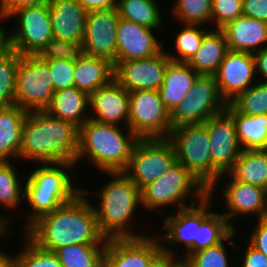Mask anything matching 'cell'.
Segmentation results:
<instances>
[{
  "label": "cell",
  "mask_w": 267,
  "mask_h": 267,
  "mask_svg": "<svg viewBox=\"0 0 267 267\" xmlns=\"http://www.w3.org/2000/svg\"><path fill=\"white\" fill-rule=\"evenodd\" d=\"M39 247L55 252L74 244H106L90 199L79 193L72 201L41 216L24 232Z\"/></svg>",
  "instance_id": "obj_1"
},
{
  "label": "cell",
  "mask_w": 267,
  "mask_h": 267,
  "mask_svg": "<svg viewBox=\"0 0 267 267\" xmlns=\"http://www.w3.org/2000/svg\"><path fill=\"white\" fill-rule=\"evenodd\" d=\"M100 173L106 174L105 177L109 178L107 183H101L100 188L92 190L93 192L82 187V192L90 198L94 207L100 232L106 239L139 238L148 235L145 234L146 226L143 232H139L142 226L135 223L143 220L138 218L139 212L144 213L138 186L124 171ZM89 194L95 196L94 200L98 203L91 201L92 196H88Z\"/></svg>",
  "instance_id": "obj_2"
},
{
  "label": "cell",
  "mask_w": 267,
  "mask_h": 267,
  "mask_svg": "<svg viewBox=\"0 0 267 267\" xmlns=\"http://www.w3.org/2000/svg\"><path fill=\"white\" fill-rule=\"evenodd\" d=\"M79 127L46 111L27 113L22 128L18 161L74 163L78 156Z\"/></svg>",
  "instance_id": "obj_3"
},
{
  "label": "cell",
  "mask_w": 267,
  "mask_h": 267,
  "mask_svg": "<svg viewBox=\"0 0 267 267\" xmlns=\"http://www.w3.org/2000/svg\"><path fill=\"white\" fill-rule=\"evenodd\" d=\"M32 168L25 178V210L16 219L19 222L24 217L23 229H18L21 233L41 216L69 203L82 192V185L76 179L78 175H74V171L78 170L74 163H34Z\"/></svg>",
  "instance_id": "obj_4"
},
{
  "label": "cell",
  "mask_w": 267,
  "mask_h": 267,
  "mask_svg": "<svg viewBox=\"0 0 267 267\" xmlns=\"http://www.w3.org/2000/svg\"><path fill=\"white\" fill-rule=\"evenodd\" d=\"M138 139L128 127L88 119L79 127L76 169L86 162L97 173L125 171Z\"/></svg>",
  "instance_id": "obj_5"
},
{
  "label": "cell",
  "mask_w": 267,
  "mask_h": 267,
  "mask_svg": "<svg viewBox=\"0 0 267 267\" xmlns=\"http://www.w3.org/2000/svg\"><path fill=\"white\" fill-rule=\"evenodd\" d=\"M140 191L143 211L148 215L156 211L155 216L193 206L208 195V189L178 162Z\"/></svg>",
  "instance_id": "obj_6"
},
{
  "label": "cell",
  "mask_w": 267,
  "mask_h": 267,
  "mask_svg": "<svg viewBox=\"0 0 267 267\" xmlns=\"http://www.w3.org/2000/svg\"><path fill=\"white\" fill-rule=\"evenodd\" d=\"M220 185H222V188ZM219 190L221 192V196L218 193ZM208 195L211 199H213L215 204H217L220 197L222 198L223 211H221V213L226 217L228 223L234 229L239 228L235 224L239 223L237 222L239 220L242 221L243 218L246 220L250 219L252 221L255 219H266L267 190L265 188L238 182L226 173L222 174L218 180L212 184V186L208 189Z\"/></svg>",
  "instance_id": "obj_7"
},
{
  "label": "cell",
  "mask_w": 267,
  "mask_h": 267,
  "mask_svg": "<svg viewBox=\"0 0 267 267\" xmlns=\"http://www.w3.org/2000/svg\"><path fill=\"white\" fill-rule=\"evenodd\" d=\"M212 203L213 199L207 195L193 206L162 216L164 218L160 220V225L163 233L158 231L160 235L155 234L160 240L163 255L181 257L192 247L194 240H197L200 224L213 212V208L217 210Z\"/></svg>",
  "instance_id": "obj_8"
},
{
  "label": "cell",
  "mask_w": 267,
  "mask_h": 267,
  "mask_svg": "<svg viewBox=\"0 0 267 267\" xmlns=\"http://www.w3.org/2000/svg\"><path fill=\"white\" fill-rule=\"evenodd\" d=\"M167 139L173 145L177 162L209 189L212 186V158L207 127L204 124L179 126L170 131Z\"/></svg>",
  "instance_id": "obj_9"
},
{
  "label": "cell",
  "mask_w": 267,
  "mask_h": 267,
  "mask_svg": "<svg viewBox=\"0 0 267 267\" xmlns=\"http://www.w3.org/2000/svg\"><path fill=\"white\" fill-rule=\"evenodd\" d=\"M8 20L12 28L9 30L10 49L20 55H38L54 38L48 2L15 10L5 21Z\"/></svg>",
  "instance_id": "obj_10"
},
{
  "label": "cell",
  "mask_w": 267,
  "mask_h": 267,
  "mask_svg": "<svg viewBox=\"0 0 267 267\" xmlns=\"http://www.w3.org/2000/svg\"><path fill=\"white\" fill-rule=\"evenodd\" d=\"M48 64L38 55H21L15 81V105L31 111H45L54 94Z\"/></svg>",
  "instance_id": "obj_11"
},
{
  "label": "cell",
  "mask_w": 267,
  "mask_h": 267,
  "mask_svg": "<svg viewBox=\"0 0 267 267\" xmlns=\"http://www.w3.org/2000/svg\"><path fill=\"white\" fill-rule=\"evenodd\" d=\"M213 75H199L186 98L170 112L171 128L203 124L209 118L226 110Z\"/></svg>",
  "instance_id": "obj_12"
},
{
  "label": "cell",
  "mask_w": 267,
  "mask_h": 267,
  "mask_svg": "<svg viewBox=\"0 0 267 267\" xmlns=\"http://www.w3.org/2000/svg\"><path fill=\"white\" fill-rule=\"evenodd\" d=\"M128 128L139 139L168 138L170 112L165 108L158 90L129 92Z\"/></svg>",
  "instance_id": "obj_13"
},
{
  "label": "cell",
  "mask_w": 267,
  "mask_h": 267,
  "mask_svg": "<svg viewBox=\"0 0 267 267\" xmlns=\"http://www.w3.org/2000/svg\"><path fill=\"white\" fill-rule=\"evenodd\" d=\"M176 162L175 150L167 138L138 139L124 172L141 190L161 177Z\"/></svg>",
  "instance_id": "obj_14"
},
{
  "label": "cell",
  "mask_w": 267,
  "mask_h": 267,
  "mask_svg": "<svg viewBox=\"0 0 267 267\" xmlns=\"http://www.w3.org/2000/svg\"><path fill=\"white\" fill-rule=\"evenodd\" d=\"M154 233L139 238L107 239L104 267H157L163 253Z\"/></svg>",
  "instance_id": "obj_15"
},
{
  "label": "cell",
  "mask_w": 267,
  "mask_h": 267,
  "mask_svg": "<svg viewBox=\"0 0 267 267\" xmlns=\"http://www.w3.org/2000/svg\"><path fill=\"white\" fill-rule=\"evenodd\" d=\"M208 130L212 158V184L222 174H226L241 154L235 122L232 116L224 112L209 118L203 123Z\"/></svg>",
  "instance_id": "obj_16"
},
{
  "label": "cell",
  "mask_w": 267,
  "mask_h": 267,
  "mask_svg": "<svg viewBox=\"0 0 267 267\" xmlns=\"http://www.w3.org/2000/svg\"><path fill=\"white\" fill-rule=\"evenodd\" d=\"M166 47L149 58L123 60L114 66V79L128 92L135 90H159L164 81L166 67L170 63Z\"/></svg>",
  "instance_id": "obj_17"
},
{
  "label": "cell",
  "mask_w": 267,
  "mask_h": 267,
  "mask_svg": "<svg viewBox=\"0 0 267 267\" xmlns=\"http://www.w3.org/2000/svg\"><path fill=\"white\" fill-rule=\"evenodd\" d=\"M119 19L117 8L87 12L82 41L85 55L105 58L116 65Z\"/></svg>",
  "instance_id": "obj_18"
},
{
  "label": "cell",
  "mask_w": 267,
  "mask_h": 267,
  "mask_svg": "<svg viewBox=\"0 0 267 267\" xmlns=\"http://www.w3.org/2000/svg\"><path fill=\"white\" fill-rule=\"evenodd\" d=\"M162 30L150 29L120 18L116 32V64L119 61L145 59L160 53L166 44L160 34Z\"/></svg>",
  "instance_id": "obj_19"
},
{
  "label": "cell",
  "mask_w": 267,
  "mask_h": 267,
  "mask_svg": "<svg viewBox=\"0 0 267 267\" xmlns=\"http://www.w3.org/2000/svg\"><path fill=\"white\" fill-rule=\"evenodd\" d=\"M214 76L220 95L228 104L257 82L254 55L229 50Z\"/></svg>",
  "instance_id": "obj_20"
},
{
  "label": "cell",
  "mask_w": 267,
  "mask_h": 267,
  "mask_svg": "<svg viewBox=\"0 0 267 267\" xmlns=\"http://www.w3.org/2000/svg\"><path fill=\"white\" fill-rule=\"evenodd\" d=\"M129 92L115 79L90 95V119L128 127Z\"/></svg>",
  "instance_id": "obj_21"
},
{
  "label": "cell",
  "mask_w": 267,
  "mask_h": 267,
  "mask_svg": "<svg viewBox=\"0 0 267 267\" xmlns=\"http://www.w3.org/2000/svg\"><path fill=\"white\" fill-rule=\"evenodd\" d=\"M55 39L82 42L87 11L78 0H48Z\"/></svg>",
  "instance_id": "obj_22"
},
{
  "label": "cell",
  "mask_w": 267,
  "mask_h": 267,
  "mask_svg": "<svg viewBox=\"0 0 267 267\" xmlns=\"http://www.w3.org/2000/svg\"><path fill=\"white\" fill-rule=\"evenodd\" d=\"M230 51L252 53L267 47V22L245 15L221 29Z\"/></svg>",
  "instance_id": "obj_23"
},
{
  "label": "cell",
  "mask_w": 267,
  "mask_h": 267,
  "mask_svg": "<svg viewBox=\"0 0 267 267\" xmlns=\"http://www.w3.org/2000/svg\"><path fill=\"white\" fill-rule=\"evenodd\" d=\"M45 111L55 118L80 127L90 119V96L75 86L61 89L54 92Z\"/></svg>",
  "instance_id": "obj_24"
},
{
  "label": "cell",
  "mask_w": 267,
  "mask_h": 267,
  "mask_svg": "<svg viewBox=\"0 0 267 267\" xmlns=\"http://www.w3.org/2000/svg\"><path fill=\"white\" fill-rule=\"evenodd\" d=\"M17 162L19 164V161H16V163L15 161H2L0 163V210L1 208L3 212L7 210V213L5 212V214L10 218L11 221H15L14 225L17 222L16 219L20 217V214L24 210L22 209L24 208L22 204H25L23 202L26 175L23 174L26 173H24L23 169H20L21 166L19 167ZM15 165H17L18 167ZM22 171L23 173L21 174L20 172ZM20 206L22 208H20ZM8 211H10V213ZM12 211H15L14 214H12ZM8 213L10 214V216Z\"/></svg>",
  "instance_id": "obj_25"
},
{
  "label": "cell",
  "mask_w": 267,
  "mask_h": 267,
  "mask_svg": "<svg viewBox=\"0 0 267 267\" xmlns=\"http://www.w3.org/2000/svg\"><path fill=\"white\" fill-rule=\"evenodd\" d=\"M199 74L186 62L170 61L159 94L165 108L171 112L187 96Z\"/></svg>",
  "instance_id": "obj_26"
},
{
  "label": "cell",
  "mask_w": 267,
  "mask_h": 267,
  "mask_svg": "<svg viewBox=\"0 0 267 267\" xmlns=\"http://www.w3.org/2000/svg\"><path fill=\"white\" fill-rule=\"evenodd\" d=\"M114 79V66L101 57L83 55L75 62L74 86L89 96Z\"/></svg>",
  "instance_id": "obj_27"
},
{
  "label": "cell",
  "mask_w": 267,
  "mask_h": 267,
  "mask_svg": "<svg viewBox=\"0 0 267 267\" xmlns=\"http://www.w3.org/2000/svg\"><path fill=\"white\" fill-rule=\"evenodd\" d=\"M27 111L17 105L0 108V160L18 161Z\"/></svg>",
  "instance_id": "obj_28"
},
{
  "label": "cell",
  "mask_w": 267,
  "mask_h": 267,
  "mask_svg": "<svg viewBox=\"0 0 267 267\" xmlns=\"http://www.w3.org/2000/svg\"><path fill=\"white\" fill-rule=\"evenodd\" d=\"M228 51L224 32L211 29L187 64L199 75L214 76Z\"/></svg>",
  "instance_id": "obj_29"
},
{
  "label": "cell",
  "mask_w": 267,
  "mask_h": 267,
  "mask_svg": "<svg viewBox=\"0 0 267 267\" xmlns=\"http://www.w3.org/2000/svg\"><path fill=\"white\" fill-rule=\"evenodd\" d=\"M227 174L238 182L267 190V150H242Z\"/></svg>",
  "instance_id": "obj_30"
},
{
  "label": "cell",
  "mask_w": 267,
  "mask_h": 267,
  "mask_svg": "<svg viewBox=\"0 0 267 267\" xmlns=\"http://www.w3.org/2000/svg\"><path fill=\"white\" fill-rule=\"evenodd\" d=\"M163 3L165 2L161 3V0H118L117 10L119 17L124 20L133 21L150 29L165 30L164 27L169 25L164 24V18H168V15L164 13L166 9L160 6Z\"/></svg>",
  "instance_id": "obj_31"
},
{
  "label": "cell",
  "mask_w": 267,
  "mask_h": 267,
  "mask_svg": "<svg viewBox=\"0 0 267 267\" xmlns=\"http://www.w3.org/2000/svg\"><path fill=\"white\" fill-rule=\"evenodd\" d=\"M226 111L232 116L242 150H267V115H243L229 104Z\"/></svg>",
  "instance_id": "obj_32"
},
{
  "label": "cell",
  "mask_w": 267,
  "mask_h": 267,
  "mask_svg": "<svg viewBox=\"0 0 267 267\" xmlns=\"http://www.w3.org/2000/svg\"><path fill=\"white\" fill-rule=\"evenodd\" d=\"M177 25H179V28L175 30L176 33H172V36H170L171 39L174 38L170 41L174 47L170 46L172 51L168 48L166 53L171 61L187 63L199 49L204 36L212 28L201 25Z\"/></svg>",
  "instance_id": "obj_33"
},
{
  "label": "cell",
  "mask_w": 267,
  "mask_h": 267,
  "mask_svg": "<svg viewBox=\"0 0 267 267\" xmlns=\"http://www.w3.org/2000/svg\"><path fill=\"white\" fill-rule=\"evenodd\" d=\"M106 244H74L55 251L62 267H104Z\"/></svg>",
  "instance_id": "obj_34"
},
{
  "label": "cell",
  "mask_w": 267,
  "mask_h": 267,
  "mask_svg": "<svg viewBox=\"0 0 267 267\" xmlns=\"http://www.w3.org/2000/svg\"><path fill=\"white\" fill-rule=\"evenodd\" d=\"M234 228L220 211H213L198 228L197 240L182 258L188 259L193 253L222 242Z\"/></svg>",
  "instance_id": "obj_35"
},
{
  "label": "cell",
  "mask_w": 267,
  "mask_h": 267,
  "mask_svg": "<svg viewBox=\"0 0 267 267\" xmlns=\"http://www.w3.org/2000/svg\"><path fill=\"white\" fill-rule=\"evenodd\" d=\"M212 0H172L169 1L171 7L166 8L169 20H176V24L201 25L211 27ZM170 11V12H169ZM172 14V15H171ZM172 16V17H171Z\"/></svg>",
  "instance_id": "obj_36"
},
{
  "label": "cell",
  "mask_w": 267,
  "mask_h": 267,
  "mask_svg": "<svg viewBox=\"0 0 267 267\" xmlns=\"http://www.w3.org/2000/svg\"><path fill=\"white\" fill-rule=\"evenodd\" d=\"M240 230L245 229H234L222 242L219 244L208 247L206 249L197 251L193 253L188 261L191 267H233V260L235 258H230L228 252H230L229 247H237V238L240 236ZM237 236V237H236ZM235 239V240H234ZM228 244V245H227ZM231 260V261H230ZM232 262V263H231Z\"/></svg>",
  "instance_id": "obj_37"
},
{
  "label": "cell",
  "mask_w": 267,
  "mask_h": 267,
  "mask_svg": "<svg viewBox=\"0 0 267 267\" xmlns=\"http://www.w3.org/2000/svg\"><path fill=\"white\" fill-rule=\"evenodd\" d=\"M15 235L22 238L15 254L17 267H62L55 252L39 247L24 232Z\"/></svg>",
  "instance_id": "obj_38"
},
{
  "label": "cell",
  "mask_w": 267,
  "mask_h": 267,
  "mask_svg": "<svg viewBox=\"0 0 267 267\" xmlns=\"http://www.w3.org/2000/svg\"><path fill=\"white\" fill-rule=\"evenodd\" d=\"M228 104L239 114L267 115V83L257 81Z\"/></svg>",
  "instance_id": "obj_39"
},
{
  "label": "cell",
  "mask_w": 267,
  "mask_h": 267,
  "mask_svg": "<svg viewBox=\"0 0 267 267\" xmlns=\"http://www.w3.org/2000/svg\"><path fill=\"white\" fill-rule=\"evenodd\" d=\"M21 55L12 49L0 58V108L15 105V81Z\"/></svg>",
  "instance_id": "obj_40"
},
{
  "label": "cell",
  "mask_w": 267,
  "mask_h": 267,
  "mask_svg": "<svg viewBox=\"0 0 267 267\" xmlns=\"http://www.w3.org/2000/svg\"><path fill=\"white\" fill-rule=\"evenodd\" d=\"M82 42H70L53 38L40 51L38 56L42 60L64 59L76 62L84 55Z\"/></svg>",
  "instance_id": "obj_41"
},
{
  "label": "cell",
  "mask_w": 267,
  "mask_h": 267,
  "mask_svg": "<svg viewBox=\"0 0 267 267\" xmlns=\"http://www.w3.org/2000/svg\"><path fill=\"white\" fill-rule=\"evenodd\" d=\"M211 28L222 29L243 15V0H212Z\"/></svg>",
  "instance_id": "obj_42"
},
{
  "label": "cell",
  "mask_w": 267,
  "mask_h": 267,
  "mask_svg": "<svg viewBox=\"0 0 267 267\" xmlns=\"http://www.w3.org/2000/svg\"><path fill=\"white\" fill-rule=\"evenodd\" d=\"M44 61L48 64L52 75L54 92L74 86L75 62L64 59Z\"/></svg>",
  "instance_id": "obj_43"
},
{
  "label": "cell",
  "mask_w": 267,
  "mask_h": 267,
  "mask_svg": "<svg viewBox=\"0 0 267 267\" xmlns=\"http://www.w3.org/2000/svg\"><path fill=\"white\" fill-rule=\"evenodd\" d=\"M241 233L242 235L240 234V236L242 237V240H240V238L238 237L239 241L237 242V247L235 248L237 250V253L240 252L241 256L237 258L238 261H235L236 263H239L236 264L237 267H267V256L264 253L252 246L248 241H246L247 244H243L242 246L240 245L239 242L244 240V233Z\"/></svg>",
  "instance_id": "obj_44"
},
{
  "label": "cell",
  "mask_w": 267,
  "mask_h": 267,
  "mask_svg": "<svg viewBox=\"0 0 267 267\" xmlns=\"http://www.w3.org/2000/svg\"><path fill=\"white\" fill-rule=\"evenodd\" d=\"M250 222L249 237L245 238L246 236H244V239L267 256V219H259Z\"/></svg>",
  "instance_id": "obj_45"
},
{
  "label": "cell",
  "mask_w": 267,
  "mask_h": 267,
  "mask_svg": "<svg viewBox=\"0 0 267 267\" xmlns=\"http://www.w3.org/2000/svg\"><path fill=\"white\" fill-rule=\"evenodd\" d=\"M243 15L267 22V0H243Z\"/></svg>",
  "instance_id": "obj_46"
},
{
  "label": "cell",
  "mask_w": 267,
  "mask_h": 267,
  "mask_svg": "<svg viewBox=\"0 0 267 267\" xmlns=\"http://www.w3.org/2000/svg\"><path fill=\"white\" fill-rule=\"evenodd\" d=\"M48 0H0V17L6 20L15 10L36 6Z\"/></svg>",
  "instance_id": "obj_47"
},
{
  "label": "cell",
  "mask_w": 267,
  "mask_h": 267,
  "mask_svg": "<svg viewBox=\"0 0 267 267\" xmlns=\"http://www.w3.org/2000/svg\"><path fill=\"white\" fill-rule=\"evenodd\" d=\"M253 55L257 81L267 83V47L255 52Z\"/></svg>",
  "instance_id": "obj_48"
},
{
  "label": "cell",
  "mask_w": 267,
  "mask_h": 267,
  "mask_svg": "<svg viewBox=\"0 0 267 267\" xmlns=\"http://www.w3.org/2000/svg\"><path fill=\"white\" fill-rule=\"evenodd\" d=\"M87 11L106 10L117 8L118 0H78Z\"/></svg>",
  "instance_id": "obj_49"
},
{
  "label": "cell",
  "mask_w": 267,
  "mask_h": 267,
  "mask_svg": "<svg viewBox=\"0 0 267 267\" xmlns=\"http://www.w3.org/2000/svg\"><path fill=\"white\" fill-rule=\"evenodd\" d=\"M12 224V225H11ZM14 223L10 220L9 217H7L3 212L0 213V241H5L6 239L8 240V237L13 238V235L16 233L12 230ZM12 226V227H11ZM13 234V235H12ZM11 235V236H10ZM2 243H0V246ZM0 247V252L4 251Z\"/></svg>",
  "instance_id": "obj_50"
},
{
  "label": "cell",
  "mask_w": 267,
  "mask_h": 267,
  "mask_svg": "<svg viewBox=\"0 0 267 267\" xmlns=\"http://www.w3.org/2000/svg\"><path fill=\"white\" fill-rule=\"evenodd\" d=\"M157 267H191L188 259L162 255L157 261Z\"/></svg>",
  "instance_id": "obj_51"
},
{
  "label": "cell",
  "mask_w": 267,
  "mask_h": 267,
  "mask_svg": "<svg viewBox=\"0 0 267 267\" xmlns=\"http://www.w3.org/2000/svg\"><path fill=\"white\" fill-rule=\"evenodd\" d=\"M4 22L6 21H0V58L10 50L9 29L6 25L4 27Z\"/></svg>",
  "instance_id": "obj_52"
},
{
  "label": "cell",
  "mask_w": 267,
  "mask_h": 267,
  "mask_svg": "<svg viewBox=\"0 0 267 267\" xmlns=\"http://www.w3.org/2000/svg\"><path fill=\"white\" fill-rule=\"evenodd\" d=\"M0 252V267H17L16 256L14 252L10 253V250Z\"/></svg>",
  "instance_id": "obj_53"
}]
</instances>
